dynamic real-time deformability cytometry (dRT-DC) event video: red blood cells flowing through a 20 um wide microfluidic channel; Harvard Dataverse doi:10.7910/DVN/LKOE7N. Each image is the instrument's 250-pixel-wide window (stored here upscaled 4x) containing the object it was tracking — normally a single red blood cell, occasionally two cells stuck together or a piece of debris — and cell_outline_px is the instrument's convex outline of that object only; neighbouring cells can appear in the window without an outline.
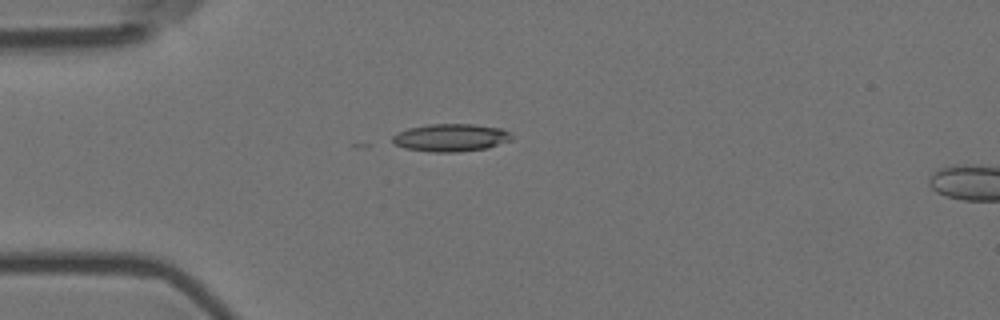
{"species": "Egyptian fruit bat (a non-hibernating species)", "species_latin": "Rousettus aegyptiacus", "temperature_condition": "room temperature", "stored_images_in_passage": 5, "camera_frame_rate_fps": 3000, "um_per_image_px": 0.085, "animal": {"sex": "female"}, "frame": {"image": 1, "passage_image": 4, "time_ms": 1.0, "image_size_px": [1000, 320], "cell_outline_px": [[512, 140], [488, 148], [460, 152], [432, 152], [404, 148], [396, 144], [392, 140], [392, 136], [408, 128], [428, 124], [472, 124], [500, 128], [508, 132], [512, 136]], "centroid_in_image_um": [38.33, 11.7], "position_along_channel_um": 46.7, "area_um2": 19.19}}